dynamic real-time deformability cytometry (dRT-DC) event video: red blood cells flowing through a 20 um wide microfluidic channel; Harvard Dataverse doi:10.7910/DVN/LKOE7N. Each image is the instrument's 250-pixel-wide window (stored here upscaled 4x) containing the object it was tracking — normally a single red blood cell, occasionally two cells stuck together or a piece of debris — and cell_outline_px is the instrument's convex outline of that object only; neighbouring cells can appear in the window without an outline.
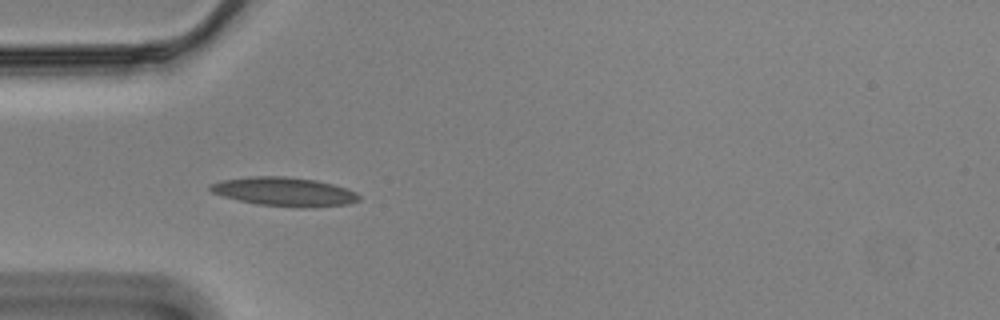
{"species": "Egyptian fruit bat (a non-hibernating species)", "species_latin": "Rousettus aegyptiacus", "temperature_condition": "cold", "stored_images_in_passage": 11, "camera_frame_rate_fps": 3000, "um_per_image_px": 0.085, "animal": {"sex": "male"}, "frame": {"image": 1, "passage_image": 4, "time_ms": 1.0, "image_size_px": [1000, 320], "cell_outline_px": [[360, 200], [348, 204], [312, 208], [296, 208], [256, 204], [224, 196], [212, 192], [208, 188], [208, 184], [224, 180], [252, 176], [284, 176], [316, 180], [332, 184], [356, 192], [360, 196]], "centroid_in_image_um": [24.19, 16.31], "position_along_channel_um": 60.8, "area_um2": 25.09}}